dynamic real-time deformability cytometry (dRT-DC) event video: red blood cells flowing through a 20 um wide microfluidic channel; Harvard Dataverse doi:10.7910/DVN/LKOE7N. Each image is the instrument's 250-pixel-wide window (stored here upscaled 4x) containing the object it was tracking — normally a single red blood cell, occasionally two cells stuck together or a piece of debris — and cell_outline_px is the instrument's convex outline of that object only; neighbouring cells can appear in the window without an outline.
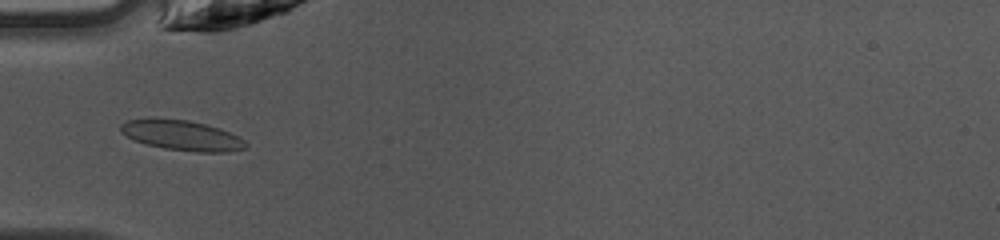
{"species": "common noctule bat (a hibernating species)", "species_latin": "Nyctalus noctula", "temperature_condition": "warm", "stored_images_in_passage": 30, "camera_frame_rate_fps": 3000, "um_per_image_px": 0.085, "animal": {"sex": "female", "body_mass_g": 10.0, "forearm_length_mm": 53.1}, "frame": {"image": 1, "passage_image": 1, "time_ms": 0.0, "image_size_px": [1000, 240], "cell_outline_px": [[248, 144], [244, 148], [228, 152], [196, 152], [164, 148], [148, 144], [136, 140], [120, 132], [120, 124], [128, 120], [152, 116], [156, 116], [188, 120], [220, 128], [244, 140]], "centroid_in_image_um": [15.41, 11.47], "position_along_channel_um": 69.6, "area_um2": 22.14}}
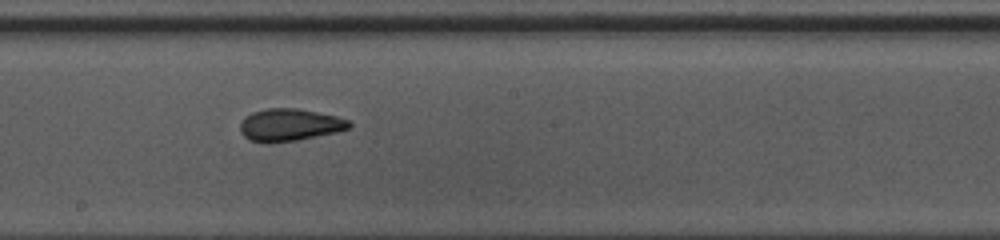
{"frame": {"image": 2, "passage_image": 12, "time_ms": 3.667, "image_size_px": [1000, 240], "cell_outline_px": [[352, 128], [336, 132], [296, 140], [248, 140], [240, 132], [240, 124], [244, 116], [252, 112], [264, 108], [296, 108], [336, 116], [348, 120], [352, 124]], "centroid_in_image_um": [24.63, 10.57], "position_along_channel_um": 223.6, "area_um2": 20.06}}
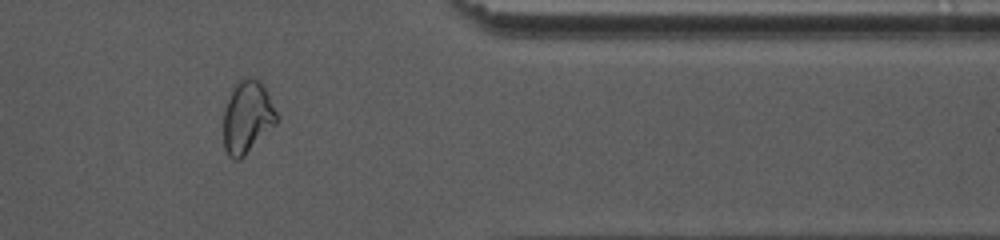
{"frame": {"image": 3, "passage_image": 25, "time_ms": 8.0, "image_size_px": [1000, 240], "cell_outline_px": [[276, 124], [240, 160], [236, 160], [228, 156], [224, 148], [224, 108], [232, 88], [244, 76], [252, 76], [260, 80], [264, 84], [276, 112]], "centroid_in_image_um": [21.0, 9.92], "position_along_channel_um": 390.4, "area_um2": 22.54}}